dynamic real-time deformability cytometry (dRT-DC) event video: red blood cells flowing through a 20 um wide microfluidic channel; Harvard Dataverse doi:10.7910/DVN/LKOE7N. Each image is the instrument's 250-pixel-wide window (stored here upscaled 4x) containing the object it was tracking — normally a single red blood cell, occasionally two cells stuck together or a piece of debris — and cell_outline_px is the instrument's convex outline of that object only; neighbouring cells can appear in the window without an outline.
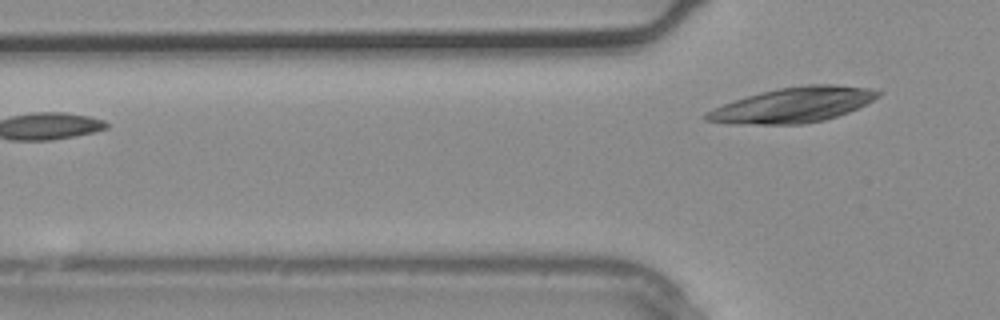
{"species": "common noctule bat (a hibernating species)", "species_latin": "Nyctalus noctula", "temperature_condition": "warm", "stored_images_in_passage": 3, "camera_frame_rate_fps": 3000, "um_per_image_px": 0.085, "animal": {"sex": "male", "body_mass_g": 20.4}, "frame": {"image": 1, "passage_image": 3, "time_ms": 0.667, "image_size_px": [1000, 320], "cell_outline_px": [[880, 96], [848, 112], [824, 120], [804, 124], [728, 124], [704, 120], [704, 116], [712, 108], [748, 96], [780, 88], [808, 84], [828, 84], [868, 88], [880, 92]], "centroid_in_image_um": [67.39, 8.93], "position_along_channel_um": 58.4, "area_um2": 34.56}}